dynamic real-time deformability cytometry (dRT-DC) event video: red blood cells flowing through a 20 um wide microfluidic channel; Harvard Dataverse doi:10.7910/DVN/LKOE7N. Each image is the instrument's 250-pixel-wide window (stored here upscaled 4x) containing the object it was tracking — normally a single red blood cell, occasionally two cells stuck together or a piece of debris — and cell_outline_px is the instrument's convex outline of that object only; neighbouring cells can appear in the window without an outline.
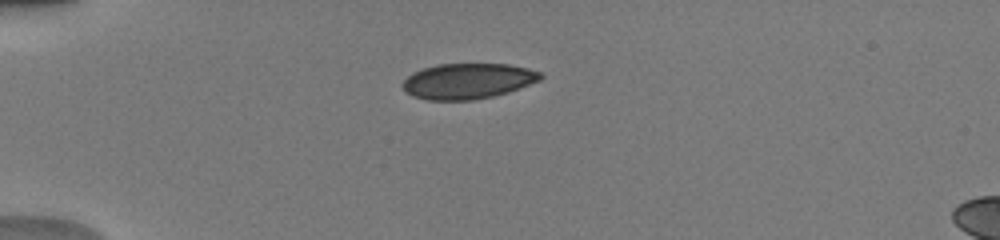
{"species": "human", "species_latin": "Homo sapiens", "temperature_condition": "warm", "stored_images_in_passage": 38, "camera_frame_rate_fps": 3000, "um_per_image_px": 0.085, "donor": {"sex": "male"}, "frame": {"image": 1, "passage_image": 1, "time_ms": 0.0, "image_size_px": [1000, 240], "cell_outline_px": [[544, 76], [540, 80], [508, 92], [492, 96], [472, 100], [428, 100], [412, 96], [404, 92], [400, 84], [412, 72], [436, 64], [508, 64], [528, 68], [540, 72]], "centroid_in_image_um": [39.72, 6.89], "position_along_channel_um": 45.3, "area_um2": 28.67}}
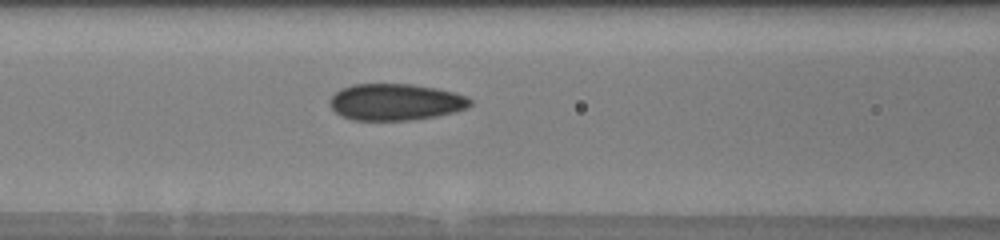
{"frame": {"image": 2, "passage_image": 10, "time_ms": 3.0, "image_size_px": [1000, 240], "cell_outline_px": [[472, 104], [468, 108], [456, 112], [436, 116], [412, 120], [352, 120], [340, 116], [328, 104], [328, 100], [340, 88], [352, 84], [412, 84], [436, 88], [456, 92], [468, 96], [472, 100]], "centroid_in_image_um": [33.64, 8.67], "position_along_channel_um": 133.0, "area_um2": 30.4}}
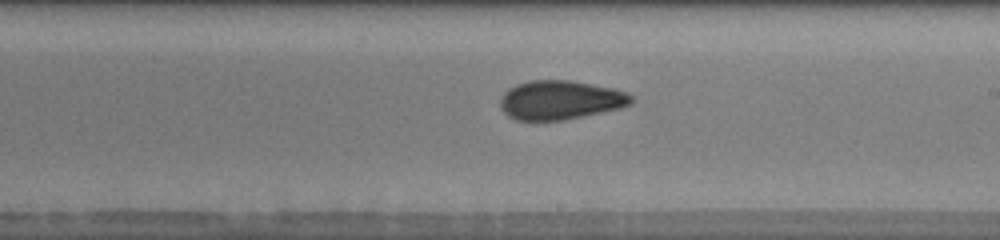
{"frame": {"image": 3, "passage_image": 18, "time_ms": 5.667, "image_size_px": [1000, 240], "cell_outline_px": [[636, 100], [632, 104], [620, 108], [564, 120], [516, 120], [508, 116], [500, 108], [500, 96], [508, 88], [516, 84], [528, 80], [572, 80], [612, 88], [628, 92]], "centroid_in_image_um": [47.62, 8.49], "position_along_channel_um": 241.4, "area_um2": 30.11}, "authors_computed_cell_mechanics": {"area_um2": 28.9867, "velocity_mm_per_s": 4.0608, "shape_relaxation_time_tau1_ms": null, "shape_relaxation_time_tau2_ms": 2.9537, "deformation_change_tau1": null, "deformation_change_tau2": 0.0581}}